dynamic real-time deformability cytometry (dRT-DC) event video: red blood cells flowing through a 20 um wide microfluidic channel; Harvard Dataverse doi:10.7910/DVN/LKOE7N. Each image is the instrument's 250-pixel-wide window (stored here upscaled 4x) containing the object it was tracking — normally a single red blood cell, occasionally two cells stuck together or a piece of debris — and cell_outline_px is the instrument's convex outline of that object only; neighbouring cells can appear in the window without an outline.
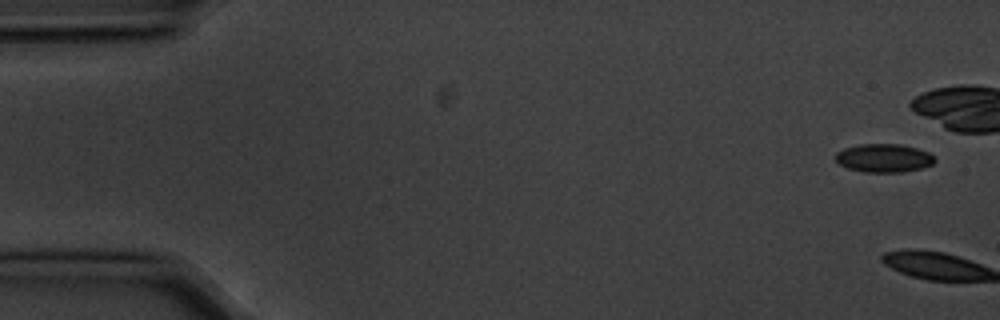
{"species": "common noctule bat (a hibernating species)", "species_latin": "Nyctalus noctula", "temperature_condition": "cold", "stored_images_in_passage": 3, "camera_frame_rate_fps": 3000, "um_per_image_px": 0.085, "animal": {"sex": "male", "body_mass_g": 20.1, "forearm_length_mm": 53.5}, "frame": {"image": 1, "passage_image": 1, "time_ms": 0.0, "image_size_px": [1000, 320], "cell_outline_px": [[936, 160], [932, 164], [920, 168], [900, 172], [864, 172], [848, 168], [840, 164], [836, 160], [836, 152], [844, 148], [860, 144], [900, 144], [916, 148], [928, 152]], "centroid_in_image_um": [75.1, 13.43], "position_along_channel_um": 9.9, "area_um2": 16.24}}